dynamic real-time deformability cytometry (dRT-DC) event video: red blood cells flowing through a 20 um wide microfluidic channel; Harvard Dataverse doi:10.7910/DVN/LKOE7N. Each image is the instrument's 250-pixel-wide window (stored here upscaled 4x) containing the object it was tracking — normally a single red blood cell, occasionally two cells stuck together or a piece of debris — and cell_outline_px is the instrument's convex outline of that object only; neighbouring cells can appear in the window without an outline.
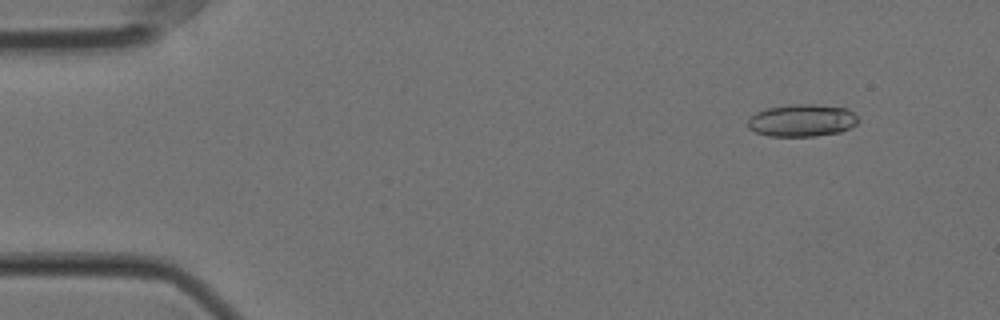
{"species": "Egyptian fruit bat (a non-hibernating species)", "species_latin": "Rousettus aegyptiacus", "temperature_condition": "cold", "stored_images_in_passage": 57, "camera_frame_rate_fps": 3000, "um_per_image_px": 0.085, "animal": {"sex": "female"}, "frame": {"image": 1, "passage_image": 6, "time_ms": 1.667, "image_size_px": [1000, 320], "cell_outline_px": [[860, 120], [856, 124], [840, 132], [816, 136], [768, 136], [756, 132], [748, 128], [748, 120], [756, 112], [768, 108], [792, 104], [812, 104], [848, 108]], "centroid_in_image_um": [68.17, 10.24], "position_along_channel_um": 16.8, "area_um2": 20.75}}
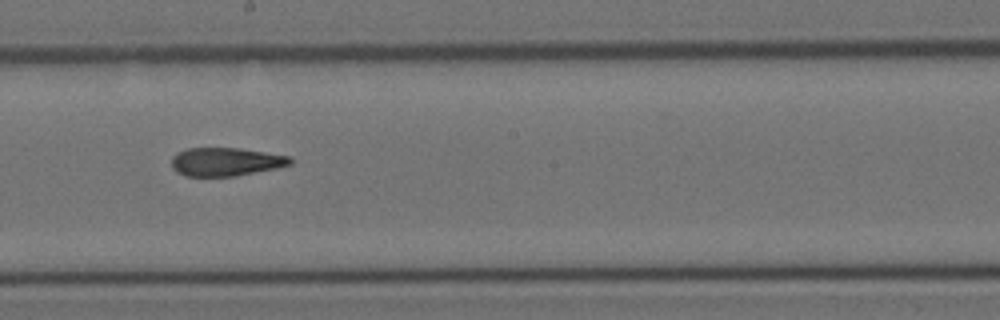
{"frame": {"image": 2, "passage_image": 32, "time_ms": 10.333, "image_size_px": [1000, 320], "cell_outline_px": [[292, 164], [276, 168], [236, 176], [184, 176], [176, 172], [172, 168], [172, 156], [176, 152], [188, 148], [240, 148], [292, 156]], "centroid_in_image_um": [19.18, 13.75], "position_along_channel_um": 229.0, "area_um2": 19.83}}
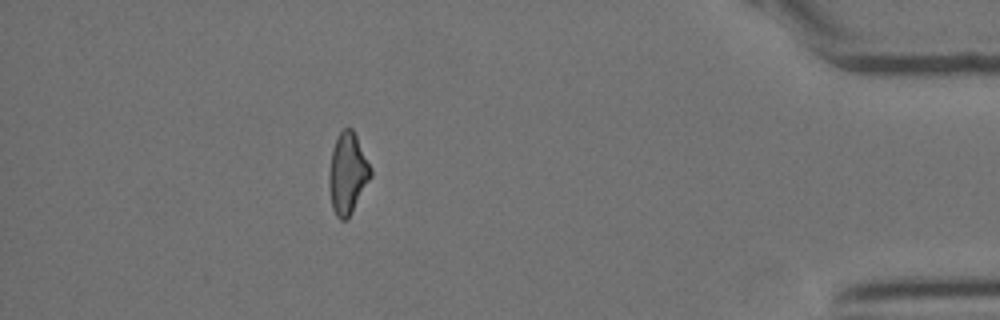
{"frame": {"image": 3, "passage_image": 51, "time_ms": 16.667, "image_size_px": [1000, 320], "cell_outline_px": [[372, 176], [348, 220], [340, 220], [336, 216], [332, 208], [328, 188], [328, 172], [332, 148], [340, 132], [344, 128], [352, 128], [372, 168]], "centroid_in_image_um": [29.53, 14.78], "position_along_channel_um": 405.7, "area_um2": 19.94}, "authors_computed_cell_mechanics": {"area_um2": 20.5768, "velocity_mm_per_s": 3.5675, "shape_relaxation_time_tau1_ms": null, "shape_relaxation_time_tau2_ms": 2.3466, "deformation_change_tau1": null, "deformation_change_tau2": 0.1078}}